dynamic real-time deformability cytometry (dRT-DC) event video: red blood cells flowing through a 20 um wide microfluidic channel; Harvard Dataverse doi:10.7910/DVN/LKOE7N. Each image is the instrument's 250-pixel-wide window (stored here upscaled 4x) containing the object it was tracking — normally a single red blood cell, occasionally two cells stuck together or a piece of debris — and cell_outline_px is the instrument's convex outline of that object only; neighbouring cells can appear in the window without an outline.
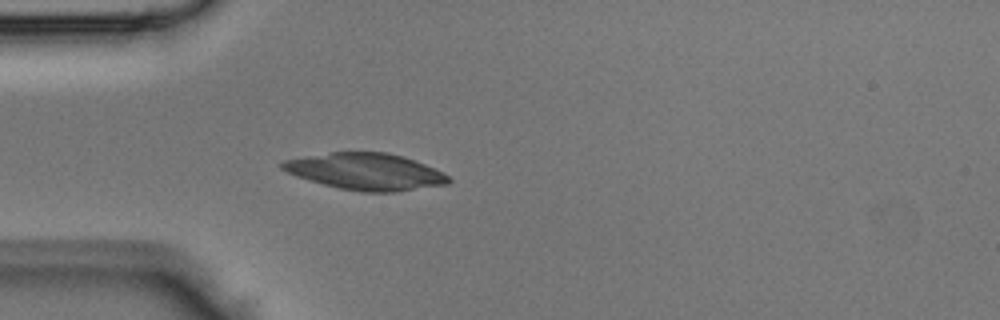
{"species": "Egyptian fruit bat (a non-hibernating species)", "species_latin": "Rousettus aegyptiacus", "temperature_condition": "room temperature", "stored_images_in_passage": 32, "camera_frame_rate_fps": 3000, "um_per_image_px": 0.085, "animal": {"sex": "male"}, "frame": {"image": 1, "passage_image": 1, "time_ms": 0.0, "image_size_px": [1000, 320], "cell_outline_px": [[452, 180], [448, 184], [396, 192], [360, 192], [340, 188], [308, 180], [296, 176], [280, 168], [280, 164], [284, 160], [332, 152], [388, 152], [404, 156], [444, 172]], "centroid_in_image_um": [31.12, 14.59], "position_along_channel_um": 53.9, "area_um2": 35.49}}
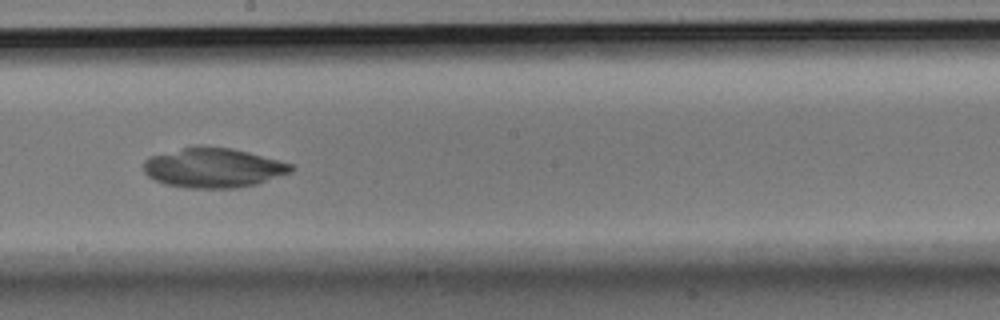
{"frame": {"image": 2, "passage_image": 13, "time_ms": 4.0, "image_size_px": [1000, 320], "cell_outline_px": [[296, 168], [292, 172], [256, 184], [236, 188], [188, 188], [164, 184], [148, 176], [144, 172], [144, 160], [148, 156], [200, 144], [228, 148], [248, 152], [292, 164]], "centroid_in_image_um": [18.11, 14.25], "position_along_channel_um": 230.1, "area_um2": 34.22}}
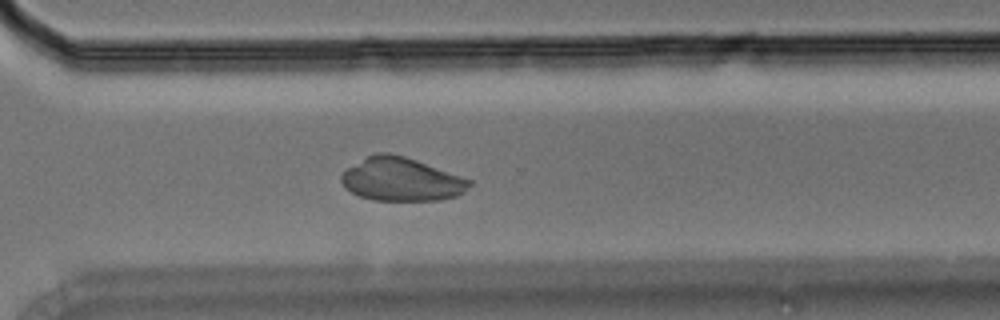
{"frame": {"image": 3, "passage_image": 20, "time_ms": 6.333, "image_size_px": [1000, 320], "cell_outline_px": [[472, 184], [464, 192], [456, 196], [440, 200], [372, 200], [360, 196], [344, 188], [340, 180], [340, 176], [348, 168], [368, 156], [376, 152], [388, 152], [404, 156], [416, 160], [472, 180]], "centroid_in_image_um": [34.11, 15.25], "position_along_channel_um": 336.5, "area_um2": 32.19}}